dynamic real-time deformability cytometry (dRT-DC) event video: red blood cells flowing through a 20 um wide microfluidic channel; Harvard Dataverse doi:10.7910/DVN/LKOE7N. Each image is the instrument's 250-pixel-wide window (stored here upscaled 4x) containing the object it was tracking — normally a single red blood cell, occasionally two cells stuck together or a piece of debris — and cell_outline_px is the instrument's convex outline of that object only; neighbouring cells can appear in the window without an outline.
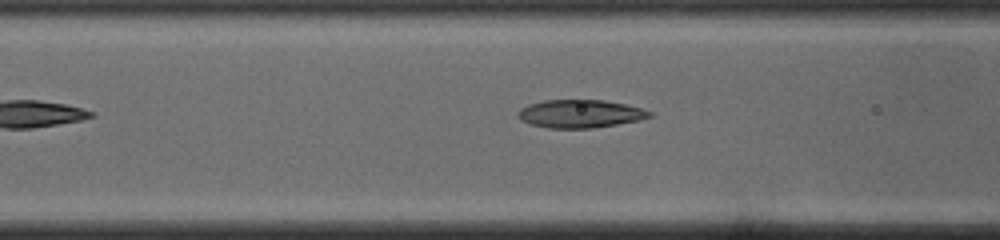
{"species": "common noctule bat (a hibernating species)", "species_latin": "Nyctalus noctula", "temperature_condition": "cold", "stored_images_in_passage": 6, "camera_frame_rate_fps": 3000, "um_per_image_px": 0.085, "animal": {"sex": "male", "body_mass_g": 19.0, "forearm_length_mm": 50.8}, "frame": {"image": 1, "passage_image": 4, "time_ms": 1.0, "image_size_px": [1000, 240], "cell_outline_px": [[652, 116], [640, 120], [592, 128], [548, 128], [532, 124], [520, 120], [516, 116], [516, 112], [520, 108], [528, 104], [544, 100], [604, 100], [624, 104], [640, 108], [652, 112]], "centroid_in_image_um": [49.26, 9.66], "position_along_channel_um": 117.3, "area_um2": 21.5}}